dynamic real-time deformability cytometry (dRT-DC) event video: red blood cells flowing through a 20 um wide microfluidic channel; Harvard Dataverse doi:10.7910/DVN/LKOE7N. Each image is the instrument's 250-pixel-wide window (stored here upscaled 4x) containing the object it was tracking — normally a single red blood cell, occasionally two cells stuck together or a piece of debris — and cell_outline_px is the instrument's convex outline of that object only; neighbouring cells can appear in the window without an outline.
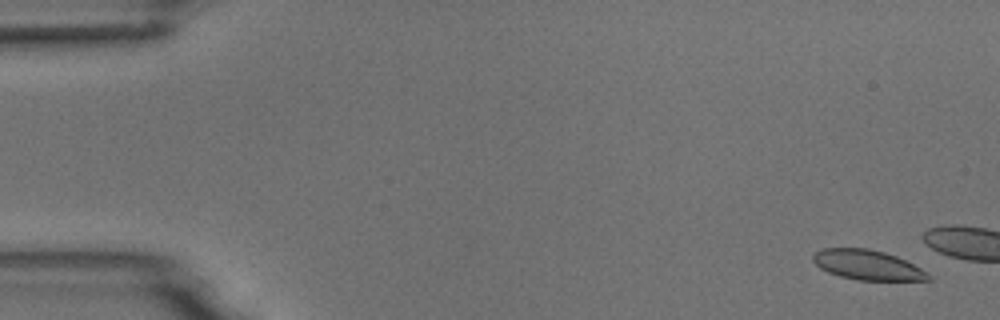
{"species": "common noctule bat (a hibernating species)", "species_latin": "Nyctalus noctula", "temperature_condition": "room temperature", "stored_images_in_passage": 4, "camera_frame_rate_fps": 3000, "um_per_image_px": 0.085, "animal": {"sex": "male", "body_mass_g": 18.8}, "frame": {"image": 1, "passage_image": 1, "time_ms": 0.0, "image_size_px": [1000, 320], "cell_outline_px": [[932, 280], [856, 280], [840, 276], [828, 272], [820, 268], [812, 260], [812, 256], [816, 252], [824, 248], [868, 248], [884, 252], [896, 256], [920, 268], [932, 276]], "centroid_in_image_um": [73.72, 22.52], "position_along_channel_um": 11.3, "area_um2": 19.94}}